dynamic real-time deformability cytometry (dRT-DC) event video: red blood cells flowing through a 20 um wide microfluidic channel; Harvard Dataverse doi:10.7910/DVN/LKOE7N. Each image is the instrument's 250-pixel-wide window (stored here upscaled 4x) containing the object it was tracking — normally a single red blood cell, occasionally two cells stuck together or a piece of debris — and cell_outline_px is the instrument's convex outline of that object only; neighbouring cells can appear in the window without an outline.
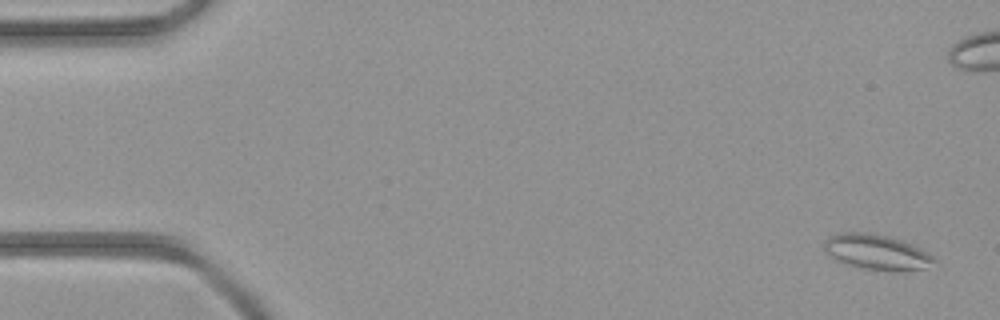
{"species": "common noctule bat (a hibernating species)", "species_latin": "Nyctalus noctula", "temperature_condition": "room temperature", "stored_images_in_passage": 31, "camera_frame_rate_fps": 3000, "um_per_image_px": 0.085, "animal": {"sex": "female", "body_mass_g": 21.9}, "frame": {"image": 1, "passage_image": 2, "time_ms": 0.333, "image_size_px": [1000, 320], "cell_outline_px": [[936, 260], [924, 268], [904, 272], [896, 272], [864, 268], [848, 264], [836, 260], [828, 256], [824, 248], [824, 240], [828, 236], [840, 232], [860, 232], [884, 236], [900, 240], [920, 248], [928, 252]], "centroid_in_image_um": [74.48, 21.44], "position_along_channel_um": 10.5, "area_um2": 22.43}}
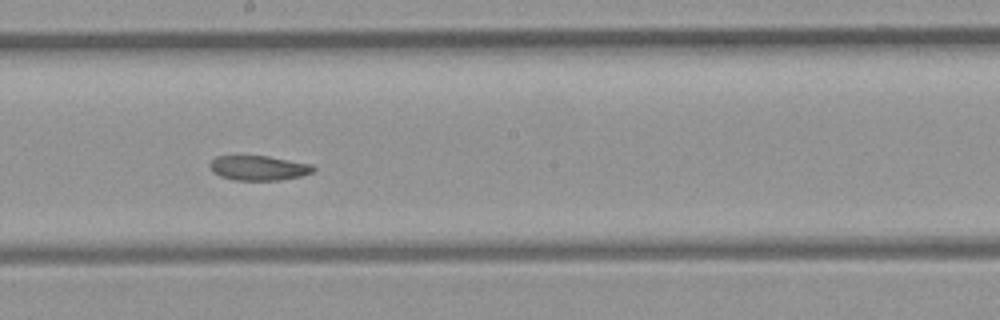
{"frame": {"image": 2, "passage_image": 25, "time_ms": 8.0, "image_size_px": [1000, 320], "cell_outline_px": [[316, 168], [312, 172], [300, 176], [280, 180], [232, 180], [220, 176], [212, 172], [208, 164], [216, 156], [268, 156], [312, 164]], "centroid_in_image_um": [21.96, 14.28], "position_along_channel_um": 226.2, "area_um2": 14.97}}
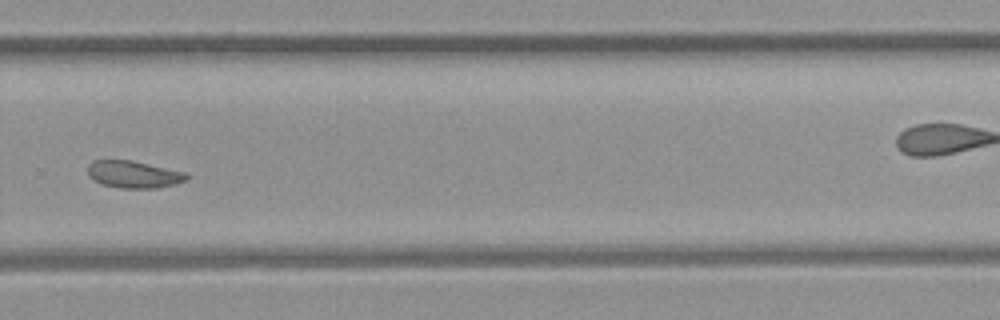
{"frame": {"image": 3, "passage_image": 31, "time_ms": 10.0, "image_size_px": [1000, 320], "cell_outline_px": [[188, 180], [176, 184], [156, 188], [120, 188], [100, 184], [92, 180], [88, 176], [88, 164], [92, 160], [132, 160], [188, 172]], "centroid_in_image_um": [11.37, 14.82], "position_along_channel_um": 318.4, "area_um2": 16.01}}